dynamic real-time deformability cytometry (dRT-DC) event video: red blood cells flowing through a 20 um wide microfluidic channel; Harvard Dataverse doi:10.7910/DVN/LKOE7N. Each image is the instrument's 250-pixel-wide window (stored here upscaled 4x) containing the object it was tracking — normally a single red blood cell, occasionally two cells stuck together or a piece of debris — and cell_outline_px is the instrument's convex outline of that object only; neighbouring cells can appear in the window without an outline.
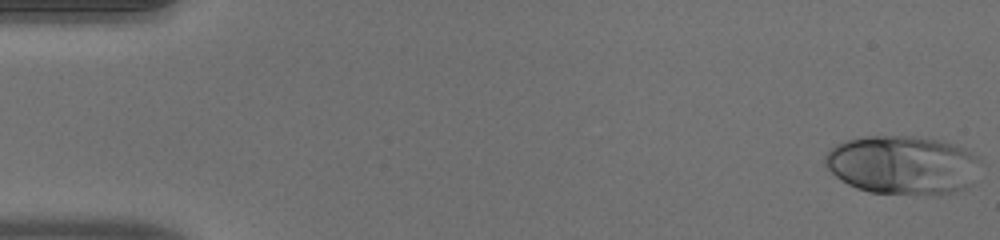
{"species": "human", "species_latin": "Homo sapiens", "temperature_condition": "warm", "stored_images_in_passage": 50, "camera_frame_rate_fps": 3000, "um_per_image_px": 0.085, "donor": {"sex": "male"}, "frame": {"image": 1, "passage_image": 1, "time_ms": 0.0, "image_size_px": [1000, 240], "cell_outline_px": [[976, 160], [968, 184], [964, 188], [956, 192], [940, 196], [924, 196], [872, 192], [856, 188], [848, 184], [836, 176], [824, 164], [824, 156], [836, 144], [844, 140], [864, 136], [912, 136], [940, 140], [964, 148], [976, 156]], "centroid_in_image_um": [76.64, 14.03], "position_along_channel_um": 8.4, "area_um2": 52.94}}
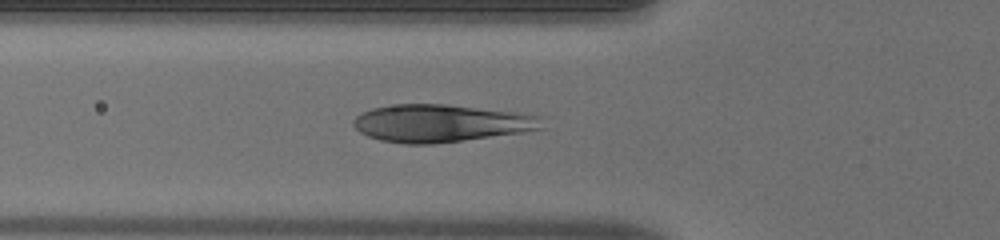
{"frame": {"image": 2, "passage_image": 18, "time_ms": 5.667, "image_size_px": [1000, 240], "cell_outline_px": [[544, 128], [524, 132], [436, 144], [404, 144], [380, 140], [368, 136], [360, 132], [352, 124], [352, 120], [360, 112], [372, 108], [396, 104], [444, 104], [516, 112], [544, 116]], "centroid_in_image_um": [37.49, 10.48], "position_along_channel_um": 88.3, "area_um2": 41.62}}
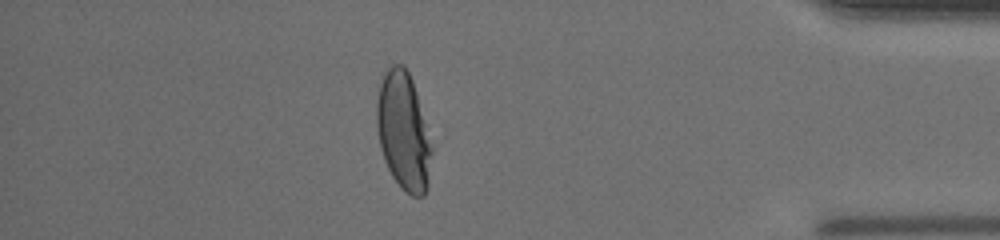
{"frame": {"image": 3, "passage_image": 44, "time_ms": 14.333, "image_size_px": [1000, 240], "cell_outline_px": [[432, 152], [428, 188], [424, 196], [412, 196], [404, 192], [400, 188], [392, 176], [384, 160], [380, 148], [376, 124], [376, 104], [380, 84], [384, 72], [392, 64], [404, 64], [412, 80], [432, 148]], "centroid_in_image_um": [34.27, 11.2], "position_along_channel_um": 400.9, "area_um2": 37.69}, "authors_computed_cell_mechanics": {"area_um2": 41.0669, "velocity_mm_per_s": 4.0318, "shape_relaxation_time_tau1_ms": 4.3076, "shape_relaxation_time_tau2_ms": null, "deformation_change_tau1": 0.2371, "deformation_change_tau2": null}}